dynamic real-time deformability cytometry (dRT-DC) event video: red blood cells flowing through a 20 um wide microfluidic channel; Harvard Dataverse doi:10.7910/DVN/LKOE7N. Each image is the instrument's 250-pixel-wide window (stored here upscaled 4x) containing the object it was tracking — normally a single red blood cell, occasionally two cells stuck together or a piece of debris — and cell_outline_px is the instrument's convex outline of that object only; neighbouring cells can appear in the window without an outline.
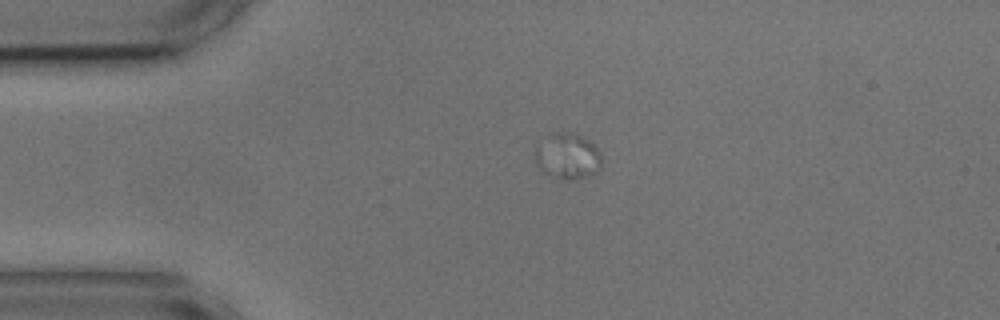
{"species": "common noctule bat (a hibernating species)", "species_latin": "Nyctalus noctula", "temperature_condition": "cold", "stored_images_in_passage": 2, "camera_frame_rate_fps": 3000, "um_per_image_px": 0.085, "animal": {"sex": "male", "body_mass_g": 17.9, "forearm_length_mm": 54.2}, "frame": {"image": 1, "passage_image": 1, "time_ms": 0.0, "image_size_px": [1000, 320], "cell_outline_px": [[600, 168], [592, 176], [568, 180], [552, 176], [544, 172], [536, 164], [536, 148], [552, 132], [572, 132], [588, 140], [600, 152]], "centroid_in_image_um": [48.26, 13.29], "position_along_channel_um": 36.7, "area_um2": 17.51}}